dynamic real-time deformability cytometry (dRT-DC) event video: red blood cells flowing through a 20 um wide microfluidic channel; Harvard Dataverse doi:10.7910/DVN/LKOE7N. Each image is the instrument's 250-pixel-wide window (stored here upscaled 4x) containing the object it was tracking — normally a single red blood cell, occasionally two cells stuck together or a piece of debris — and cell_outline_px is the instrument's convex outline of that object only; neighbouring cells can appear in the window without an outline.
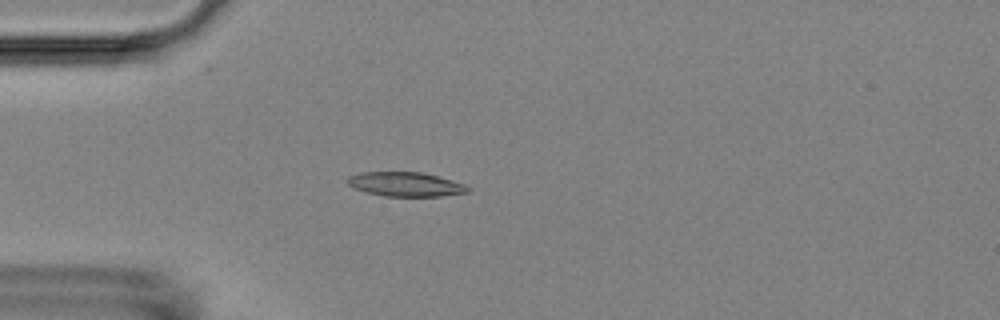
{"species": "Egyptian fruit bat (a non-hibernating species)", "species_latin": "Rousettus aegyptiacus", "temperature_condition": "room temperature", "stored_images_in_passage": 3, "camera_frame_rate_fps": 3000, "um_per_image_px": 0.085, "animal": {"sex": "female"}, "frame": {"image": 1, "passage_image": 3, "time_ms": 3.0, "image_size_px": [1000, 320], "cell_outline_px": [[468, 192], [440, 196], [384, 196], [364, 192], [352, 188], [344, 180], [348, 176], [360, 172], [420, 172], [436, 176], [464, 184], [468, 188]], "centroid_in_image_um": [34.36, 15.66], "position_along_channel_um": 50.6, "area_um2": 16.99}}